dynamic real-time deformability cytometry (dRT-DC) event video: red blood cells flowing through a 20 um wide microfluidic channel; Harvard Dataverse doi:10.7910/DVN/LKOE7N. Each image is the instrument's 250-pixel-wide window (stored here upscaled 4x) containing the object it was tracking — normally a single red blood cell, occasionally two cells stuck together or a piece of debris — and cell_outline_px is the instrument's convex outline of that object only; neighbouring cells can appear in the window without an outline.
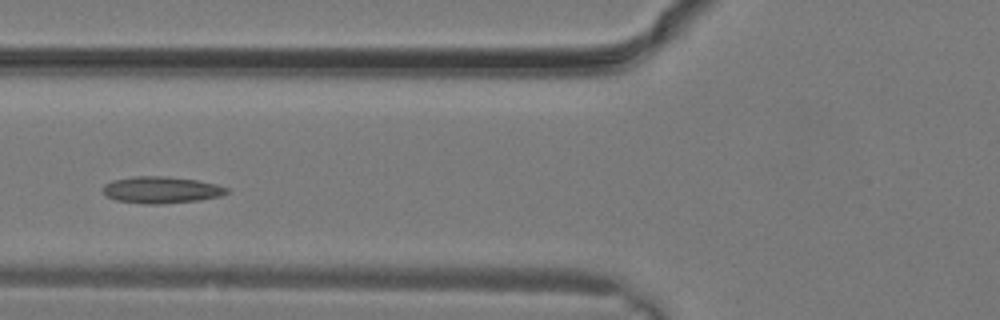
{"species": "common noctule bat (a hibernating species)", "species_latin": "Nyctalus noctula", "temperature_condition": "warm", "stored_images_in_passage": 9, "camera_frame_rate_fps": 3000, "um_per_image_px": 0.085, "animal": {"sex": "male", "body_mass_g": 19.2, "forearm_length_mm": 51.8}, "frame": {"image": 1, "passage_image": 6, "time_ms": 1.667, "image_size_px": [1000, 320], "cell_outline_px": [[228, 192], [220, 196], [200, 200], [160, 204], [144, 204], [116, 200], [108, 196], [104, 192], [104, 184], [112, 180], [136, 176], [168, 176], [196, 180], [216, 184], [228, 188]], "centroid_in_image_um": [13.72, 16.14], "position_along_channel_um": 112.1, "area_um2": 19.19}}
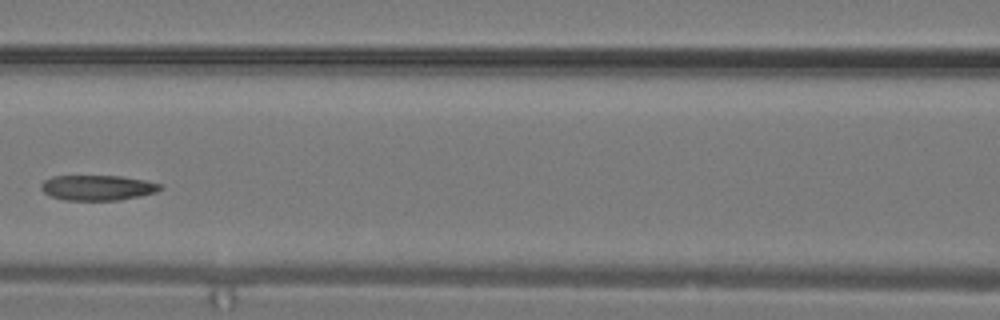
{"frame": {"image": 2, "passage_image": 8, "time_ms": 2.333, "image_size_px": [1000, 320], "cell_outline_px": [[164, 188], [156, 192], [140, 196], [116, 200], [64, 200], [52, 196], [44, 192], [40, 188], [40, 184], [44, 180], [52, 176], [120, 176], [144, 180], [164, 184]], "centroid_in_image_um": [8.32, 15.95], "position_along_channel_um": 158.3, "area_um2": 17.57}}